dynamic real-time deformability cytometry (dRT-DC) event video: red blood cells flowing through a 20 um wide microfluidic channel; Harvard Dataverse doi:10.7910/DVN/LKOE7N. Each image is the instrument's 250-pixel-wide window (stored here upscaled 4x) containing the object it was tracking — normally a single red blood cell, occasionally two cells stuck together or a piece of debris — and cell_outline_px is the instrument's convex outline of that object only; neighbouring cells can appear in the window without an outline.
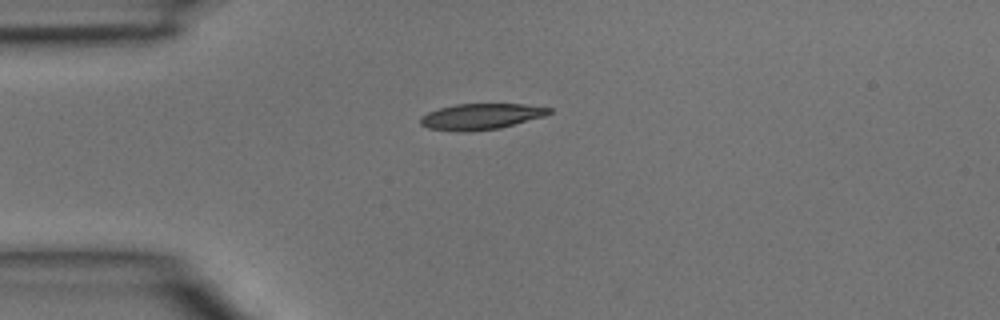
{"species": "common noctule bat (a hibernating species)", "species_latin": "Nyctalus noctula", "temperature_condition": "room temperature", "stored_images_in_passage": 1, "camera_frame_rate_fps": 3000, "um_per_image_px": 0.085, "animal": {"sex": "male", "body_mass_g": 15.6}, "frame": {"image": 1, "passage_image": 1, "time_ms": 0.0, "image_size_px": [1000, 320], "cell_outline_px": [[552, 112], [544, 116], [500, 128], [468, 132], [460, 132], [428, 128], [420, 124], [420, 116], [428, 112], [440, 108], [456, 104], [524, 104], [552, 108]], "centroid_in_image_um": [40.87, 9.91], "position_along_channel_um": 44.1, "area_um2": 19.48}}